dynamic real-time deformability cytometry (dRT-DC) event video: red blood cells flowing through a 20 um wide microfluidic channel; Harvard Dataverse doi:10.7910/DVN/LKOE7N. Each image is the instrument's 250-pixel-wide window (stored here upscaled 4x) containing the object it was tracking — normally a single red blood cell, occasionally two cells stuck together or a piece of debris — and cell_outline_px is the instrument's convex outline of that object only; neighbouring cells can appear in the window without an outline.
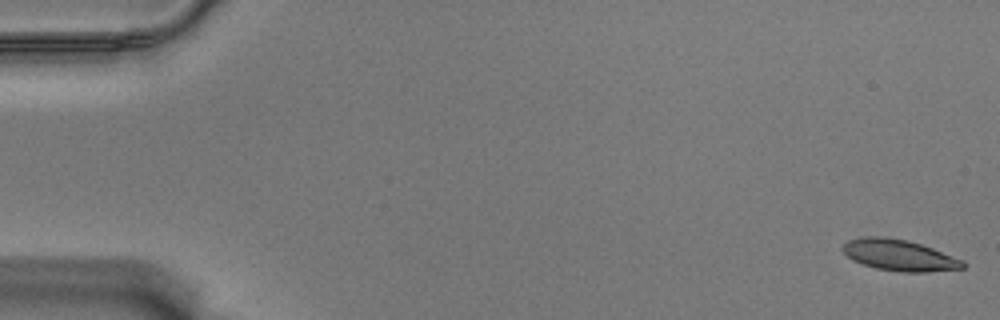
{"species": "Egyptian fruit bat (a non-hibernating species)", "species_latin": "Rousettus aegyptiacus", "temperature_condition": "warm", "stored_images_in_passage": 57, "camera_frame_rate_fps": 3000, "um_per_image_px": 0.085, "animal": {"sex": "male"}, "frame": {"image": 1, "passage_image": 1, "time_ms": 0.0, "image_size_px": [1000, 320], "cell_outline_px": [[964, 268], [928, 272], [900, 272], [876, 268], [852, 260], [840, 248], [848, 240], [868, 236], [880, 236], [908, 240], [932, 248], [964, 260]], "centroid_in_image_um": [76.43, 21.69], "position_along_channel_um": 8.6, "area_um2": 21.73}}
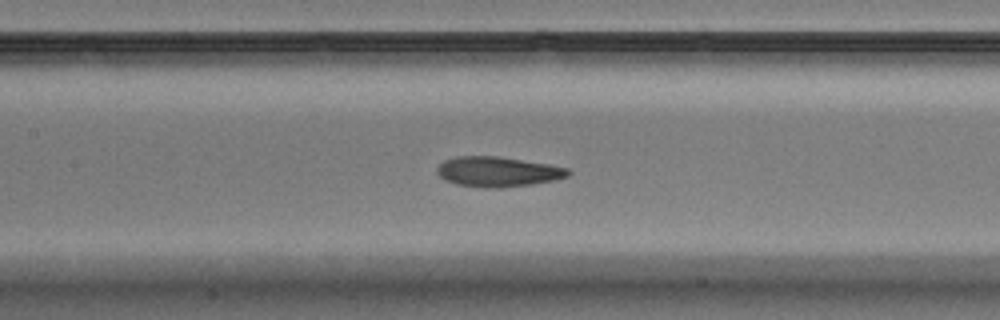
{"frame": {"image": 2, "passage_image": 27, "time_ms": 8.667, "image_size_px": [1000, 320], "cell_outline_px": [[572, 172], [568, 176], [552, 180], [532, 184], [500, 188], [484, 188], [456, 184], [444, 180], [436, 172], [436, 168], [444, 160], [456, 156], [496, 156], [548, 164], [568, 168]], "centroid_in_image_um": [42.28, 14.6], "position_along_channel_um": 165.1, "area_um2": 22.95}}
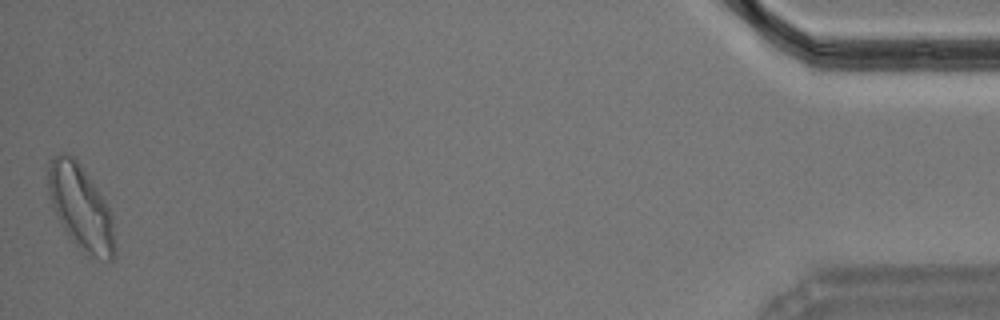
{"frame": {"image": 3, "passage_image": 57, "time_ms": 18.667, "image_size_px": [1000, 320], "cell_outline_px": [[116, 252], [112, 260], [108, 260], [84, 256], [72, 240], [64, 228], [52, 204], [48, 192], [48, 160], [56, 156], [72, 156], [76, 160], [96, 188], [104, 200], [112, 216], [116, 248]], "centroid_in_image_um": [6.89, 17.72], "position_along_channel_um": 428.3, "area_um2": 32.31}, "authors_computed_cell_mechanics": {"area_um2": 22.5998, "velocity_mm_per_s": 3.5227, "shape_relaxation_time_tau1_ms": 3.8685, "shape_relaxation_time_tau2_ms": 1.8376, "deformation_change_tau1": 0.1741, "deformation_change_tau2": 0.0931}}